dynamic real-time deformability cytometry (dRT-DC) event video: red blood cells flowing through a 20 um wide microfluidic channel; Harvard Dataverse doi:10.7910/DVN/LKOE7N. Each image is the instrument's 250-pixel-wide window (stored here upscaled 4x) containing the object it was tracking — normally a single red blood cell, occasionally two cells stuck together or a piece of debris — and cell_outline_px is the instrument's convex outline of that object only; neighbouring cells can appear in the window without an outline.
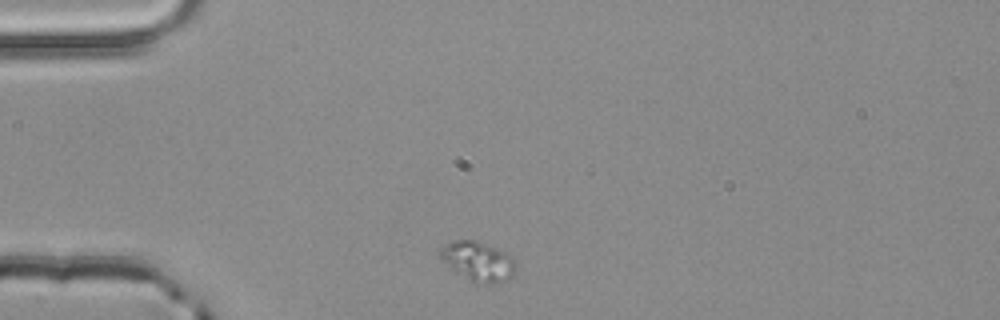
{"species": "common noctule bat (a hibernating species)", "species_latin": "Nyctalus noctula", "temperature_condition": "room temperature", "stored_images_in_passage": 2, "camera_frame_rate_fps": 3000, "um_per_image_px": 0.085, "animal": {"sex": "male", "body_mass_g": 20.4}, "frame": {"image": 1, "passage_image": 1, "time_ms": 0.0, "image_size_px": [1000, 320], "cell_outline_px": [[516, 268], [512, 276], [508, 280], [492, 284], [488, 284], [472, 280], [448, 268], [440, 256], [440, 248], [456, 240], [476, 240], [496, 248], [504, 252], [516, 260]], "centroid_in_image_um": [40.66, 22.21], "position_along_channel_um": 44.3, "area_um2": 17.17}}